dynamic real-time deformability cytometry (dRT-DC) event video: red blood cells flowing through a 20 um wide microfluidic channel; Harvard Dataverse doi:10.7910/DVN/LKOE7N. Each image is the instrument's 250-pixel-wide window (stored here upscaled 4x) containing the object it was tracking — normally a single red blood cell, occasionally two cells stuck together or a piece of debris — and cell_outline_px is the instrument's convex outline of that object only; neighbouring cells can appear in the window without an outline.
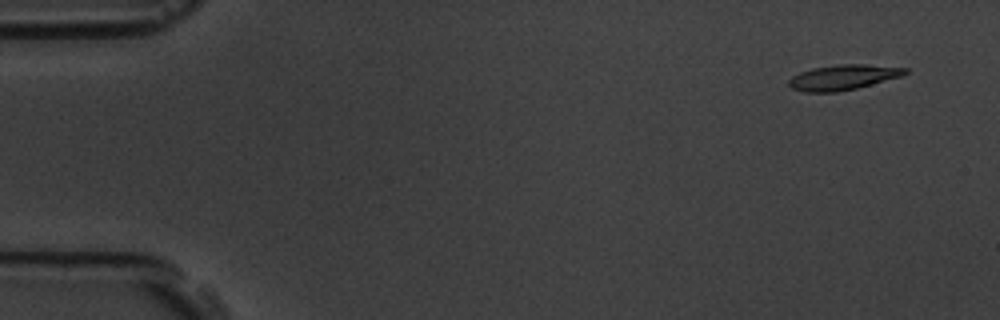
{"species": "common noctule bat (a hibernating species)", "species_latin": "Nyctalus noctula", "temperature_condition": "room temperature", "stored_images_in_passage": 5, "camera_frame_rate_fps": 3000, "um_per_image_px": 0.085, "animal": {"sex": "male", "body_mass_g": 19.5, "forearm_length_mm": 54.6}, "frame": {"image": 1, "passage_image": 1, "time_ms": 0.0, "image_size_px": [1000, 320], "cell_outline_px": [[908, 72], [900, 76], [872, 84], [856, 88], [836, 92], [804, 92], [792, 88], [788, 84], [788, 80], [792, 76], [800, 72], [812, 68], [840, 64], [864, 64], [908, 68]], "centroid_in_image_um": [71.63, 6.57], "position_along_channel_um": 13.4, "area_um2": 16.94}}
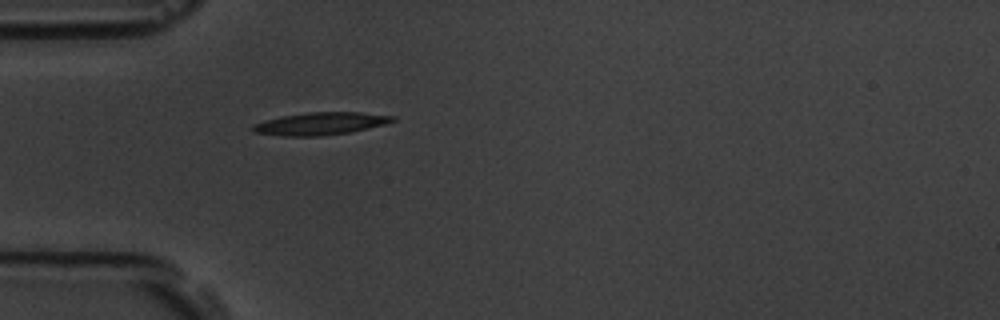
{"frame": {"image": 2, "passage_image": 5, "time_ms": 4.333, "image_size_px": [1000, 320], "cell_outline_px": [[396, 120], [384, 124], [352, 132], [320, 136], [284, 136], [252, 132], [252, 128], [256, 124], [264, 120], [280, 116], [308, 112], [360, 112], [396, 116]], "centroid_in_image_um": [27.26, 10.5], "position_along_channel_um": 57.7, "area_um2": 18.38}}